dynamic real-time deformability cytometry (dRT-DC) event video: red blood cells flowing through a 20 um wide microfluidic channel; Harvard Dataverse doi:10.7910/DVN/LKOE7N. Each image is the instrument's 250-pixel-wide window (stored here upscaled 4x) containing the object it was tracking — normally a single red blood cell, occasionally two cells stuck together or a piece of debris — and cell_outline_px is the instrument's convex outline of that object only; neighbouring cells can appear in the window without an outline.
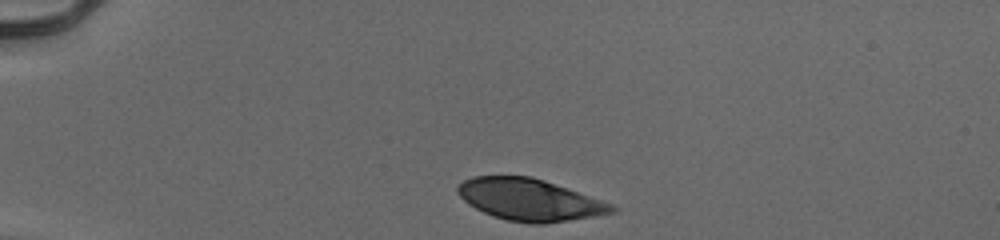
{"species": "human", "species_latin": "Homo sapiens", "temperature_condition": "cold", "stored_images_in_passage": 34, "camera_frame_rate_fps": 3000, "um_per_image_px": 0.085, "donor": {"sex": "male"}, "frame": {"image": 1, "passage_image": 1, "time_ms": 0.0, "image_size_px": [1000, 240], "cell_outline_px": [[620, 208], [616, 212], [544, 224], [528, 224], [508, 220], [492, 216], [468, 204], [456, 192], [456, 188], [464, 180], [472, 176], [532, 176], [616, 204]], "centroid_in_image_um": [45.06, 16.98], "position_along_channel_um": 39.9, "area_um2": 37.74}}
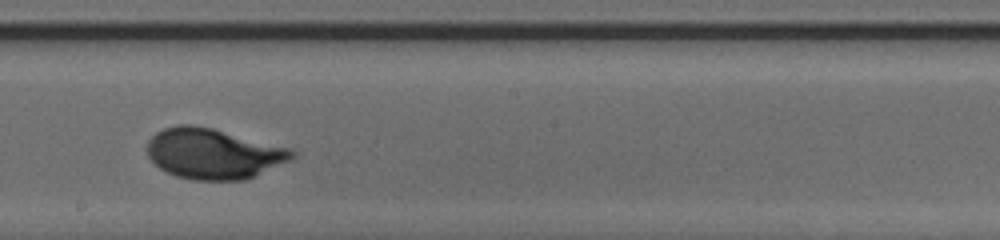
{"frame": {"image": 2, "passage_image": 20, "time_ms": 6.333, "image_size_px": [1000, 240], "cell_outline_px": [[296, 156], [288, 160], [244, 180], [192, 180], [176, 176], [160, 168], [148, 156], [148, 140], [156, 132], [164, 128], [180, 124], [192, 124], [212, 128], [292, 148], [296, 152]], "centroid_in_image_um": [18.12, 13.05], "position_along_channel_um": 230.1, "area_um2": 42.31}}
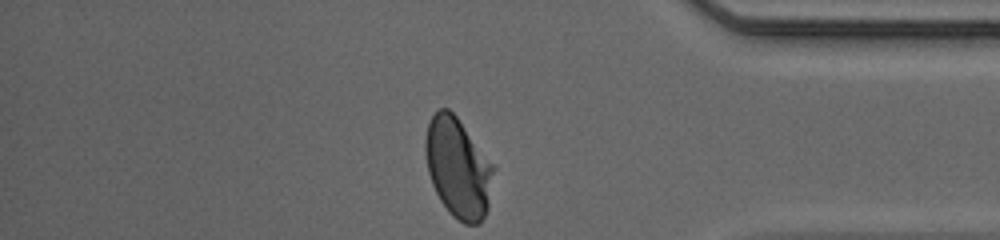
{"frame": {"image": 3, "passage_image": 34, "time_ms": 11.0, "image_size_px": [1000, 240], "cell_outline_px": [[496, 168], [488, 208], [480, 224], [464, 224], [452, 216], [448, 212], [440, 200], [432, 184], [428, 172], [424, 152], [424, 140], [428, 124], [432, 116], [440, 108], [448, 108], [456, 116]], "centroid_in_image_um": [38.93, 14.29], "position_along_channel_um": 396.3, "area_um2": 39.82}, "authors_computed_cell_mechanics": {"area_um2": 41.1247, "velocity_mm_per_s": 3.9052, "shape_relaxation_time_tau1_ms": 2.6299, "shape_relaxation_time_tau2_ms": null, "deformation_change_tau1": 0.161, "deformation_change_tau2": null}}